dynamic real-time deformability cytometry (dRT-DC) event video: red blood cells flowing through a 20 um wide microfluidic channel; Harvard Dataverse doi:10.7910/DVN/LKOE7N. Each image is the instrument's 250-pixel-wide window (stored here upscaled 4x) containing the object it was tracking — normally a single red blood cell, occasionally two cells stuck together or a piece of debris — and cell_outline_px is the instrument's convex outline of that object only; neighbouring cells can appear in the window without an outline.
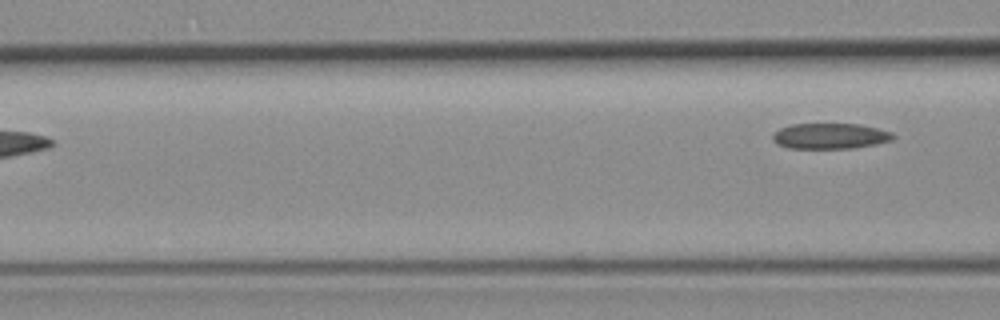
{"species": "common noctule bat (a hibernating species)", "species_latin": "Nyctalus noctula", "temperature_condition": "room temperature", "stored_images_in_passage": 4, "camera_frame_rate_fps": 3000, "um_per_image_px": 0.085, "animal": {"sex": "female", "body_mass_g": 19.3, "forearm_length_mm": 54.1}, "frame": {"image": 1, "passage_image": 4, "time_ms": 3.667, "image_size_px": [1000, 320], "cell_outline_px": [[896, 136], [892, 140], [876, 144], [852, 148], [788, 148], [776, 144], [772, 140], [772, 136], [780, 128], [792, 124], [856, 124], [876, 128], [892, 132]], "centroid_in_image_um": [70.55, 11.57], "position_along_channel_um": 96.1, "area_um2": 17.92}}